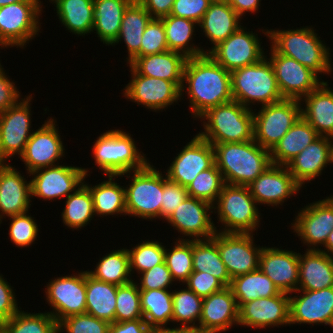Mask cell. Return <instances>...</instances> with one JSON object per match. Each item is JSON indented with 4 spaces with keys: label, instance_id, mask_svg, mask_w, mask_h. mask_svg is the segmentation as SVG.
<instances>
[{
    "label": "cell",
    "instance_id": "obj_1",
    "mask_svg": "<svg viewBox=\"0 0 333 333\" xmlns=\"http://www.w3.org/2000/svg\"><path fill=\"white\" fill-rule=\"evenodd\" d=\"M182 83L181 97L185 86L188 85L186 92L191 105V113L195 118H200L215 106L233 100L231 73L219 65L209 54L187 58Z\"/></svg>",
    "mask_w": 333,
    "mask_h": 333
},
{
    "label": "cell",
    "instance_id": "obj_2",
    "mask_svg": "<svg viewBox=\"0 0 333 333\" xmlns=\"http://www.w3.org/2000/svg\"><path fill=\"white\" fill-rule=\"evenodd\" d=\"M213 148L225 184L247 186L272 164L270 151L255 140L219 143Z\"/></svg>",
    "mask_w": 333,
    "mask_h": 333
},
{
    "label": "cell",
    "instance_id": "obj_3",
    "mask_svg": "<svg viewBox=\"0 0 333 333\" xmlns=\"http://www.w3.org/2000/svg\"><path fill=\"white\" fill-rule=\"evenodd\" d=\"M265 31V32H263ZM312 27L288 30H262L269 37L271 47L279 54L293 58L318 76L333 71L330 48L322 43Z\"/></svg>",
    "mask_w": 333,
    "mask_h": 333
},
{
    "label": "cell",
    "instance_id": "obj_4",
    "mask_svg": "<svg viewBox=\"0 0 333 333\" xmlns=\"http://www.w3.org/2000/svg\"><path fill=\"white\" fill-rule=\"evenodd\" d=\"M199 119L207 121H203L204 132L198 135L212 145L254 140L253 110L237 101L215 106Z\"/></svg>",
    "mask_w": 333,
    "mask_h": 333
},
{
    "label": "cell",
    "instance_id": "obj_5",
    "mask_svg": "<svg viewBox=\"0 0 333 333\" xmlns=\"http://www.w3.org/2000/svg\"><path fill=\"white\" fill-rule=\"evenodd\" d=\"M131 135L113 129L101 134L93 145L95 164L105 175H123L130 171L144 168L147 161L144 154L139 152Z\"/></svg>",
    "mask_w": 333,
    "mask_h": 333
},
{
    "label": "cell",
    "instance_id": "obj_6",
    "mask_svg": "<svg viewBox=\"0 0 333 333\" xmlns=\"http://www.w3.org/2000/svg\"><path fill=\"white\" fill-rule=\"evenodd\" d=\"M265 56L258 63L244 66L231 72V85L233 100L242 106L252 109V103L261 106L283 100L275 73L270 61Z\"/></svg>",
    "mask_w": 333,
    "mask_h": 333
},
{
    "label": "cell",
    "instance_id": "obj_7",
    "mask_svg": "<svg viewBox=\"0 0 333 333\" xmlns=\"http://www.w3.org/2000/svg\"><path fill=\"white\" fill-rule=\"evenodd\" d=\"M216 204V206H215ZM248 186L225 184L213 210L217 209L223 233H253L260 225V213Z\"/></svg>",
    "mask_w": 333,
    "mask_h": 333
},
{
    "label": "cell",
    "instance_id": "obj_8",
    "mask_svg": "<svg viewBox=\"0 0 333 333\" xmlns=\"http://www.w3.org/2000/svg\"><path fill=\"white\" fill-rule=\"evenodd\" d=\"M132 179L125 188V206L127 214L142 219L160 218L163 198L164 177L154 166L148 163L144 168L130 171Z\"/></svg>",
    "mask_w": 333,
    "mask_h": 333
},
{
    "label": "cell",
    "instance_id": "obj_9",
    "mask_svg": "<svg viewBox=\"0 0 333 333\" xmlns=\"http://www.w3.org/2000/svg\"><path fill=\"white\" fill-rule=\"evenodd\" d=\"M301 103L298 99L284 98L253 112L254 140L271 151L301 117Z\"/></svg>",
    "mask_w": 333,
    "mask_h": 333
},
{
    "label": "cell",
    "instance_id": "obj_10",
    "mask_svg": "<svg viewBox=\"0 0 333 333\" xmlns=\"http://www.w3.org/2000/svg\"><path fill=\"white\" fill-rule=\"evenodd\" d=\"M41 1H23L0 7V45L24 46L40 32Z\"/></svg>",
    "mask_w": 333,
    "mask_h": 333
},
{
    "label": "cell",
    "instance_id": "obj_11",
    "mask_svg": "<svg viewBox=\"0 0 333 333\" xmlns=\"http://www.w3.org/2000/svg\"><path fill=\"white\" fill-rule=\"evenodd\" d=\"M31 99L32 96L28 95L6 111L0 112V163H5L15 154L21 156L25 150L32 135Z\"/></svg>",
    "mask_w": 333,
    "mask_h": 333
},
{
    "label": "cell",
    "instance_id": "obj_12",
    "mask_svg": "<svg viewBox=\"0 0 333 333\" xmlns=\"http://www.w3.org/2000/svg\"><path fill=\"white\" fill-rule=\"evenodd\" d=\"M212 239L231 279L259 268L263 247L254 245L252 233H223L217 229Z\"/></svg>",
    "mask_w": 333,
    "mask_h": 333
},
{
    "label": "cell",
    "instance_id": "obj_13",
    "mask_svg": "<svg viewBox=\"0 0 333 333\" xmlns=\"http://www.w3.org/2000/svg\"><path fill=\"white\" fill-rule=\"evenodd\" d=\"M48 312L58 323L64 318L86 313V271L57 277L46 286Z\"/></svg>",
    "mask_w": 333,
    "mask_h": 333
},
{
    "label": "cell",
    "instance_id": "obj_14",
    "mask_svg": "<svg viewBox=\"0 0 333 333\" xmlns=\"http://www.w3.org/2000/svg\"><path fill=\"white\" fill-rule=\"evenodd\" d=\"M87 173L88 169L63 166L59 163L56 166L36 169L29 173V176H34L30 180L31 196L43 198L45 201L67 198L84 183Z\"/></svg>",
    "mask_w": 333,
    "mask_h": 333
},
{
    "label": "cell",
    "instance_id": "obj_15",
    "mask_svg": "<svg viewBox=\"0 0 333 333\" xmlns=\"http://www.w3.org/2000/svg\"><path fill=\"white\" fill-rule=\"evenodd\" d=\"M241 26L208 54L230 73L236 69L258 63L265 57L258 35Z\"/></svg>",
    "mask_w": 333,
    "mask_h": 333
},
{
    "label": "cell",
    "instance_id": "obj_16",
    "mask_svg": "<svg viewBox=\"0 0 333 333\" xmlns=\"http://www.w3.org/2000/svg\"><path fill=\"white\" fill-rule=\"evenodd\" d=\"M270 51L268 60L283 98L300 100L323 82L320 76L295 59L277 53L272 47Z\"/></svg>",
    "mask_w": 333,
    "mask_h": 333
},
{
    "label": "cell",
    "instance_id": "obj_17",
    "mask_svg": "<svg viewBox=\"0 0 333 333\" xmlns=\"http://www.w3.org/2000/svg\"><path fill=\"white\" fill-rule=\"evenodd\" d=\"M130 68L132 79L123 91L125 98L155 112L181 99V89L174 82L140 75Z\"/></svg>",
    "mask_w": 333,
    "mask_h": 333
},
{
    "label": "cell",
    "instance_id": "obj_18",
    "mask_svg": "<svg viewBox=\"0 0 333 333\" xmlns=\"http://www.w3.org/2000/svg\"><path fill=\"white\" fill-rule=\"evenodd\" d=\"M294 221L292 228L308 250H319L318 245L324 246L333 230V195L306 205Z\"/></svg>",
    "mask_w": 333,
    "mask_h": 333
},
{
    "label": "cell",
    "instance_id": "obj_19",
    "mask_svg": "<svg viewBox=\"0 0 333 333\" xmlns=\"http://www.w3.org/2000/svg\"><path fill=\"white\" fill-rule=\"evenodd\" d=\"M177 155L166 170V176L185 188L200 172L215 164L213 145L202 139L198 133Z\"/></svg>",
    "mask_w": 333,
    "mask_h": 333
},
{
    "label": "cell",
    "instance_id": "obj_20",
    "mask_svg": "<svg viewBox=\"0 0 333 333\" xmlns=\"http://www.w3.org/2000/svg\"><path fill=\"white\" fill-rule=\"evenodd\" d=\"M55 123L54 119H47L32 132L23 154L19 156L25 162L28 174L39 168L56 166V161L64 157L65 148Z\"/></svg>",
    "mask_w": 333,
    "mask_h": 333
},
{
    "label": "cell",
    "instance_id": "obj_21",
    "mask_svg": "<svg viewBox=\"0 0 333 333\" xmlns=\"http://www.w3.org/2000/svg\"><path fill=\"white\" fill-rule=\"evenodd\" d=\"M211 209L213 205L209 202L187 196L166 220L178 232L189 236L188 240L210 239L217 229L210 216Z\"/></svg>",
    "mask_w": 333,
    "mask_h": 333
},
{
    "label": "cell",
    "instance_id": "obj_22",
    "mask_svg": "<svg viewBox=\"0 0 333 333\" xmlns=\"http://www.w3.org/2000/svg\"><path fill=\"white\" fill-rule=\"evenodd\" d=\"M247 186L256 203L268 206L282 205L286 198L298 193L302 188L287 166L276 164H271Z\"/></svg>",
    "mask_w": 333,
    "mask_h": 333
},
{
    "label": "cell",
    "instance_id": "obj_23",
    "mask_svg": "<svg viewBox=\"0 0 333 333\" xmlns=\"http://www.w3.org/2000/svg\"><path fill=\"white\" fill-rule=\"evenodd\" d=\"M290 294L281 292L242 304L238 310V325L251 328L290 325Z\"/></svg>",
    "mask_w": 333,
    "mask_h": 333
},
{
    "label": "cell",
    "instance_id": "obj_24",
    "mask_svg": "<svg viewBox=\"0 0 333 333\" xmlns=\"http://www.w3.org/2000/svg\"><path fill=\"white\" fill-rule=\"evenodd\" d=\"M289 296L291 324H322L333 327V287L321 290H296Z\"/></svg>",
    "mask_w": 333,
    "mask_h": 333
},
{
    "label": "cell",
    "instance_id": "obj_25",
    "mask_svg": "<svg viewBox=\"0 0 333 333\" xmlns=\"http://www.w3.org/2000/svg\"><path fill=\"white\" fill-rule=\"evenodd\" d=\"M259 269L281 292L294 293L299 284V253L275 247H263Z\"/></svg>",
    "mask_w": 333,
    "mask_h": 333
},
{
    "label": "cell",
    "instance_id": "obj_26",
    "mask_svg": "<svg viewBox=\"0 0 333 333\" xmlns=\"http://www.w3.org/2000/svg\"><path fill=\"white\" fill-rule=\"evenodd\" d=\"M6 163H0V224L3 216L27 213L31 205L30 181Z\"/></svg>",
    "mask_w": 333,
    "mask_h": 333
},
{
    "label": "cell",
    "instance_id": "obj_27",
    "mask_svg": "<svg viewBox=\"0 0 333 333\" xmlns=\"http://www.w3.org/2000/svg\"><path fill=\"white\" fill-rule=\"evenodd\" d=\"M238 306L230 287L203 298L198 327L209 333L227 331L238 324Z\"/></svg>",
    "mask_w": 333,
    "mask_h": 333
},
{
    "label": "cell",
    "instance_id": "obj_28",
    "mask_svg": "<svg viewBox=\"0 0 333 333\" xmlns=\"http://www.w3.org/2000/svg\"><path fill=\"white\" fill-rule=\"evenodd\" d=\"M186 61L183 54L168 50L137 57L129 66L140 75L172 81L181 89Z\"/></svg>",
    "mask_w": 333,
    "mask_h": 333
},
{
    "label": "cell",
    "instance_id": "obj_29",
    "mask_svg": "<svg viewBox=\"0 0 333 333\" xmlns=\"http://www.w3.org/2000/svg\"><path fill=\"white\" fill-rule=\"evenodd\" d=\"M299 101L306 103L305 109L301 108V117L315 129L317 134L333 136V89L328 87V83L323 81Z\"/></svg>",
    "mask_w": 333,
    "mask_h": 333
},
{
    "label": "cell",
    "instance_id": "obj_30",
    "mask_svg": "<svg viewBox=\"0 0 333 333\" xmlns=\"http://www.w3.org/2000/svg\"><path fill=\"white\" fill-rule=\"evenodd\" d=\"M330 164V141L327 136H319L286 166L293 178L302 186L321 175Z\"/></svg>",
    "mask_w": 333,
    "mask_h": 333
},
{
    "label": "cell",
    "instance_id": "obj_31",
    "mask_svg": "<svg viewBox=\"0 0 333 333\" xmlns=\"http://www.w3.org/2000/svg\"><path fill=\"white\" fill-rule=\"evenodd\" d=\"M299 253V284L297 290H321L333 287V257L320 250Z\"/></svg>",
    "mask_w": 333,
    "mask_h": 333
},
{
    "label": "cell",
    "instance_id": "obj_32",
    "mask_svg": "<svg viewBox=\"0 0 333 333\" xmlns=\"http://www.w3.org/2000/svg\"><path fill=\"white\" fill-rule=\"evenodd\" d=\"M240 19L241 17L227 2L210 3L208 10L198 24L205 37L214 45L206 51V54L241 27Z\"/></svg>",
    "mask_w": 333,
    "mask_h": 333
},
{
    "label": "cell",
    "instance_id": "obj_33",
    "mask_svg": "<svg viewBox=\"0 0 333 333\" xmlns=\"http://www.w3.org/2000/svg\"><path fill=\"white\" fill-rule=\"evenodd\" d=\"M153 18L149 12L134 0L125 10L117 39L111 44L116 45L123 39L128 50L127 62L131 63L140 57V45L145 28Z\"/></svg>",
    "mask_w": 333,
    "mask_h": 333
},
{
    "label": "cell",
    "instance_id": "obj_34",
    "mask_svg": "<svg viewBox=\"0 0 333 333\" xmlns=\"http://www.w3.org/2000/svg\"><path fill=\"white\" fill-rule=\"evenodd\" d=\"M318 137L315 129L300 117L270 151L272 164L286 166Z\"/></svg>",
    "mask_w": 333,
    "mask_h": 333
},
{
    "label": "cell",
    "instance_id": "obj_35",
    "mask_svg": "<svg viewBox=\"0 0 333 333\" xmlns=\"http://www.w3.org/2000/svg\"><path fill=\"white\" fill-rule=\"evenodd\" d=\"M134 0H93V30L100 41L111 45L118 37L123 14Z\"/></svg>",
    "mask_w": 333,
    "mask_h": 333
},
{
    "label": "cell",
    "instance_id": "obj_36",
    "mask_svg": "<svg viewBox=\"0 0 333 333\" xmlns=\"http://www.w3.org/2000/svg\"><path fill=\"white\" fill-rule=\"evenodd\" d=\"M172 293L168 289L140 290L143 319L156 333H162L169 328L167 323L173 322Z\"/></svg>",
    "mask_w": 333,
    "mask_h": 333
},
{
    "label": "cell",
    "instance_id": "obj_37",
    "mask_svg": "<svg viewBox=\"0 0 333 333\" xmlns=\"http://www.w3.org/2000/svg\"><path fill=\"white\" fill-rule=\"evenodd\" d=\"M117 285L99 281L86 270V313L115 322Z\"/></svg>",
    "mask_w": 333,
    "mask_h": 333
},
{
    "label": "cell",
    "instance_id": "obj_38",
    "mask_svg": "<svg viewBox=\"0 0 333 333\" xmlns=\"http://www.w3.org/2000/svg\"><path fill=\"white\" fill-rule=\"evenodd\" d=\"M58 19L75 35L83 36L93 31V0H52Z\"/></svg>",
    "mask_w": 333,
    "mask_h": 333
},
{
    "label": "cell",
    "instance_id": "obj_39",
    "mask_svg": "<svg viewBox=\"0 0 333 333\" xmlns=\"http://www.w3.org/2000/svg\"><path fill=\"white\" fill-rule=\"evenodd\" d=\"M236 299L238 308L249 301L273 297L281 291L259 268L231 279L229 286Z\"/></svg>",
    "mask_w": 333,
    "mask_h": 333
},
{
    "label": "cell",
    "instance_id": "obj_40",
    "mask_svg": "<svg viewBox=\"0 0 333 333\" xmlns=\"http://www.w3.org/2000/svg\"><path fill=\"white\" fill-rule=\"evenodd\" d=\"M164 24L166 42L170 51L183 54L186 58L206 54L204 49L191 44L192 35L198 24L190 19L167 15L160 18ZM191 44V45H189ZM195 46V47H194Z\"/></svg>",
    "mask_w": 333,
    "mask_h": 333
},
{
    "label": "cell",
    "instance_id": "obj_41",
    "mask_svg": "<svg viewBox=\"0 0 333 333\" xmlns=\"http://www.w3.org/2000/svg\"><path fill=\"white\" fill-rule=\"evenodd\" d=\"M192 256L193 271L209 273L226 287L230 286L231 277L212 238L192 240Z\"/></svg>",
    "mask_w": 333,
    "mask_h": 333
},
{
    "label": "cell",
    "instance_id": "obj_42",
    "mask_svg": "<svg viewBox=\"0 0 333 333\" xmlns=\"http://www.w3.org/2000/svg\"><path fill=\"white\" fill-rule=\"evenodd\" d=\"M118 175H108V180L91 186L85 184L89 189L93 199L94 213L102 215H127L125 206V188L118 185L113 179Z\"/></svg>",
    "mask_w": 333,
    "mask_h": 333
},
{
    "label": "cell",
    "instance_id": "obj_43",
    "mask_svg": "<svg viewBox=\"0 0 333 333\" xmlns=\"http://www.w3.org/2000/svg\"><path fill=\"white\" fill-rule=\"evenodd\" d=\"M96 280L114 284L125 285L133 281L130 275L129 253L127 249L115 250L100 258L96 268L87 271Z\"/></svg>",
    "mask_w": 333,
    "mask_h": 333
},
{
    "label": "cell",
    "instance_id": "obj_44",
    "mask_svg": "<svg viewBox=\"0 0 333 333\" xmlns=\"http://www.w3.org/2000/svg\"><path fill=\"white\" fill-rule=\"evenodd\" d=\"M84 183L67 197L62 212L63 223L71 229H81L94 218L93 199L90 189Z\"/></svg>",
    "mask_w": 333,
    "mask_h": 333
},
{
    "label": "cell",
    "instance_id": "obj_45",
    "mask_svg": "<svg viewBox=\"0 0 333 333\" xmlns=\"http://www.w3.org/2000/svg\"><path fill=\"white\" fill-rule=\"evenodd\" d=\"M174 291L172 293L173 321L180 322V327H197L202 315L203 298L188 287ZM196 321L198 325L195 324Z\"/></svg>",
    "mask_w": 333,
    "mask_h": 333
},
{
    "label": "cell",
    "instance_id": "obj_46",
    "mask_svg": "<svg viewBox=\"0 0 333 333\" xmlns=\"http://www.w3.org/2000/svg\"><path fill=\"white\" fill-rule=\"evenodd\" d=\"M9 333H59L58 322L47 313H28L19 310L3 322Z\"/></svg>",
    "mask_w": 333,
    "mask_h": 333
},
{
    "label": "cell",
    "instance_id": "obj_47",
    "mask_svg": "<svg viewBox=\"0 0 333 333\" xmlns=\"http://www.w3.org/2000/svg\"><path fill=\"white\" fill-rule=\"evenodd\" d=\"M224 185L223 175L216 164H214L211 168L200 172L186 189L188 196L214 205Z\"/></svg>",
    "mask_w": 333,
    "mask_h": 333
},
{
    "label": "cell",
    "instance_id": "obj_48",
    "mask_svg": "<svg viewBox=\"0 0 333 333\" xmlns=\"http://www.w3.org/2000/svg\"><path fill=\"white\" fill-rule=\"evenodd\" d=\"M178 239L173 248H166L165 263L173 280L185 283L193 272L192 240Z\"/></svg>",
    "mask_w": 333,
    "mask_h": 333
},
{
    "label": "cell",
    "instance_id": "obj_49",
    "mask_svg": "<svg viewBox=\"0 0 333 333\" xmlns=\"http://www.w3.org/2000/svg\"><path fill=\"white\" fill-rule=\"evenodd\" d=\"M159 241H143L136 245L129 253L130 273L135 269L138 273L150 270L154 266L165 262V247Z\"/></svg>",
    "mask_w": 333,
    "mask_h": 333
},
{
    "label": "cell",
    "instance_id": "obj_50",
    "mask_svg": "<svg viewBox=\"0 0 333 333\" xmlns=\"http://www.w3.org/2000/svg\"><path fill=\"white\" fill-rule=\"evenodd\" d=\"M115 322L143 319L137 282L117 286Z\"/></svg>",
    "mask_w": 333,
    "mask_h": 333
},
{
    "label": "cell",
    "instance_id": "obj_51",
    "mask_svg": "<svg viewBox=\"0 0 333 333\" xmlns=\"http://www.w3.org/2000/svg\"><path fill=\"white\" fill-rule=\"evenodd\" d=\"M110 323L88 313L71 315L58 323L59 333H108Z\"/></svg>",
    "mask_w": 333,
    "mask_h": 333
},
{
    "label": "cell",
    "instance_id": "obj_52",
    "mask_svg": "<svg viewBox=\"0 0 333 333\" xmlns=\"http://www.w3.org/2000/svg\"><path fill=\"white\" fill-rule=\"evenodd\" d=\"M9 218L12 220L9 226V237L17 247L22 249L35 242L39 230L34 217L23 213Z\"/></svg>",
    "mask_w": 333,
    "mask_h": 333
},
{
    "label": "cell",
    "instance_id": "obj_53",
    "mask_svg": "<svg viewBox=\"0 0 333 333\" xmlns=\"http://www.w3.org/2000/svg\"><path fill=\"white\" fill-rule=\"evenodd\" d=\"M168 50L163 21L153 18L144 30L140 45V57Z\"/></svg>",
    "mask_w": 333,
    "mask_h": 333
},
{
    "label": "cell",
    "instance_id": "obj_54",
    "mask_svg": "<svg viewBox=\"0 0 333 333\" xmlns=\"http://www.w3.org/2000/svg\"><path fill=\"white\" fill-rule=\"evenodd\" d=\"M188 196L187 189L165 175L160 219H167ZM162 217V218H161Z\"/></svg>",
    "mask_w": 333,
    "mask_h": 333
},
{
    "label": "cell",
    "instance_id": "obj_55",
    "mask_svg": "<svg viewBox=\"0 0 333 333\" xmlns=\"http://www.w3.org/2000/svg\"><path fill=\"white\" fill-rule=\"evenodd\" d=\"M139 290L168 289L174 282L166 263H161L141 273Z\"/></svg>",
    "mask_w": 333,
    "mask_h": 333
},
{
    "label": "cell",
    "instance_id": "obj_56",
    "mask_svg": "<svg viewBox=\"0 0 333 333\" xmlns=\"http://www.w3.org/2000/svg\"><path fill=\"white\" fill-rule=\"evenodd\" d=\"M187 287L199 297L205 298L226 286L216 277L205 272L193 271L185 282Z\"/></svg>",
    "mask_w": 333,
    "mask_h": 333
},
{
    "label": "cell",
    "instance_id": "obj_57",
    "mask_svg": "<svg viewBox=\"0 0 333 333\" xmlns=\"http://www.w3.org/2000/svg\"><path fill=\"white\" fill-rule=\"evenodd\" d=\"M209 5V0H175L170 15L190 19L199 24Z\"/></svg>",
    "mask_w": 333,
    "mask_h": 333
},
{
    "label": "cell",
    "instance_id": "obj_58",
    "mask_svg": "<svg viewBox=\"0 0 333 333\" xmlns=\"http://www.w3.org/2000/svg\"><path fill=\"white\" fill-rule=\"evenodd\" d=\"M18 308L13 288L0 274V322L11 319L20 310Z\"/></svg>",
    "mask_w": 333,
    "mask_h": 333
},
{
    "label": "cell",
    "instance_id": "obj_59",
    "mask_svg": "<svg viewBox=\"0 0 333 333\" xmlns=\"http://www.w3.org/2000/svg\"><path fill=\"white\" fill-rule=\"evenodd\" d=\"M10 80L0 63V112L6 111L20 100L21 94Z\"/></svg>",
    "mask_w": 333,
    "mask_h": 333
},
{
    "label": "cell",
    "instance_id": "obj_60",
    "mask_svg": "<svg viewBox=\"0 0 333 333\" xmlns=\"http://www.w3.org/2000/svg\"><path fill=\"white\" fill-rule=\"evenodd\" d=\"M108 333H156L144 319L110 323Z\"/></svg>",
    "mask_w": 333,
    "mask_h": 333
},
{
    "label": "cell",
    "instance_id": "obj_61",
    "mask_svg": "<svg viewBox=\"0 0 333 333\" xmlns=\"http://www.w3.org/2000/svg\"><path fill=\"white\" fill-rule=\"evenodd\" d=\"M152 18H162L170 15L175 0H137Z\"/></svg>",
    "mask_w": 333,
    "mask_h": 333
},
{
    "label": "cell",
    "instance_id": "obj_62",
    "mask_svg": "<svg viewBox=\"0 0 333 333\" xmlns=\"http://www.w3.org/2000/svg\"><path fill=\"white\" fill-rule=\"evenodd\" d=\"M261 0H228L227 3L242 18L245 12L254 13L259 9Z\"/></svg>",
    "mask_w": 333,
    "mask_h": 333
},
{
    "label": "cell",
    "instance_id": "obj_63",
    "mask_svg": "<svg viewBox=\"0 0 333 333\" xmlns=\"http://www.w3.org/2000/svg\"><path fill=\"white\" fill-rule=\"evenodd\" d=\"M162 333H209L201 328L197 327H176V328H168Z\"/></svg>",
    "mask_w": 333,
    "mask_h": 333
},
{
    "label": "cell",
    "instance_id": "obj_64",
    "mask_svg": "<svg viewBox=\"0 0 333 333\" xmlns=\"http://www.w3.org/2000/svg\"><path fill=\"white\" fill-rule=\"evenodd\" d=\"M323 247H325L327 251L325 248L324 250H321V248L319 250L329 255L330 257H333V230L329 233L326 243Z\"/></svg>",
    "mask_w": 333,
    "mask_h": 333
},
{
    "label": "cell",
    "instance_id": "obj_65",
    "mask_svg": "<svg viewBox=\"0 0 333 333\" xmlns=\"http://www.w3.org/2000/svg\"><path fill=\"white\" fill-rule=\"evenodd\" d=\"M23 1H40V0H0V7H3L8 4L23 2Z\"/></svg>",
    "mask_w": 333,
    "mask_h": 333
},
{
    "label": "cell",
    "instance_id": "obj_66",
    "mask_svg": "<svg viewBox=\"0 0 333 333\" xmlns=\"http://www.w3.org/2000/svg\"><path fill=\"white\" fill-rule=\"evenodd\" d=\"M0 333H9L7 326L3 322H0Z\"/></svg>",
    "mask_w": 333,
    "mask_h": 333
},
{
    "label": "cell",
    "instance_id": "obj_67",
    "mask_svg": "<svg viewBox=\"0 0 333 333\" xmlns=\"http://www.w3.org/2000/svg\"><path fill=\"white\" fill-rule=\"evenodd\" d=\"M228 0H209L210 3H222L227 2Z\"/></svg>",
    "mask_w": 333,
    "mask_h": 333
}]
</instances>
